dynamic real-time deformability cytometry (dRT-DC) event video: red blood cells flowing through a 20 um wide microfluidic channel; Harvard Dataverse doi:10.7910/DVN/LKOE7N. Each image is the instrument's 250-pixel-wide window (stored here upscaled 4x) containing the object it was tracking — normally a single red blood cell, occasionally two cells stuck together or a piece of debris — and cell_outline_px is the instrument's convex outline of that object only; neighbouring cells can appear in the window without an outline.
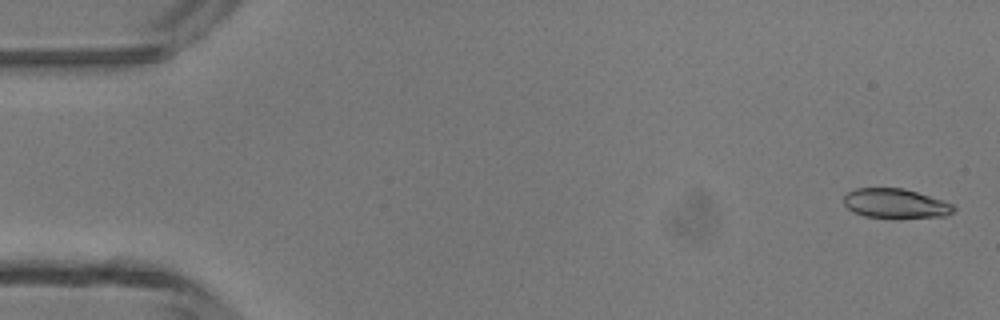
{"species": "common noctule bat (a hibernating species)", "species_latin": "Nyctalus noctula", "temperature_condition": "room temperature", "stored_images_in_passage": 5, "camera_frame_rate_fps": 3000, "um_per_image_px": 0.085, "animal": {"sex": "male", "body_mass_g": 13.3}, "frame": {"image": 1, "passage_image": 1, "time_ms": 0.0, "image_size_px": [1000, 320], "cell_outline_px": [[956, 208], [952, 212], [944, 216], [900, 220], [892, 220], [864, 216], [852, 212], [844, 204], [844, 196], [848, 192], [856, 188], [904, 188], [952, 204]], "centroid_in_image_um": [76.09, 17.34], "position_along_channel_um": 8.9, "area_um2": 19.42}}
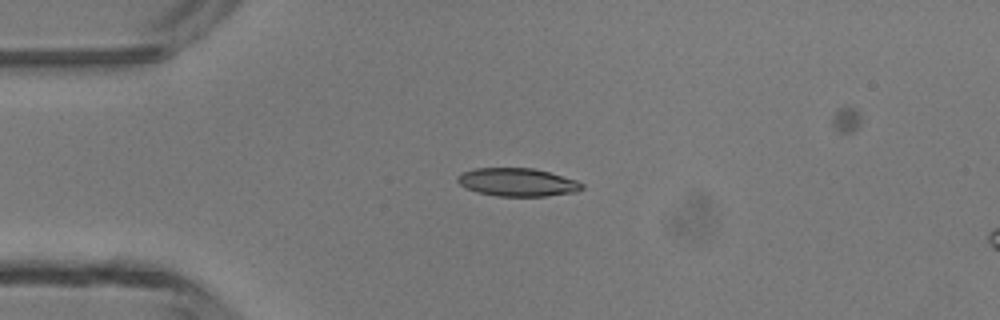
{"frame": {"image": 2, "passage_image": 3, "time_ms": 3.333, "image_size_px": [1000, 320], "cell_outline_px": [[584, 188], [576, 192], [548, 196], [496, 196], [476, 192], [460, 184], [456, 180], [456, 176], [464, 172], [476, 168], [532, 168], [548, 172], [576, 180], [584, 184]], "centroid_in_image_um": [43.99, 15.49], "position_along_channel_um": 41.0, "area_um2": 20.35}}
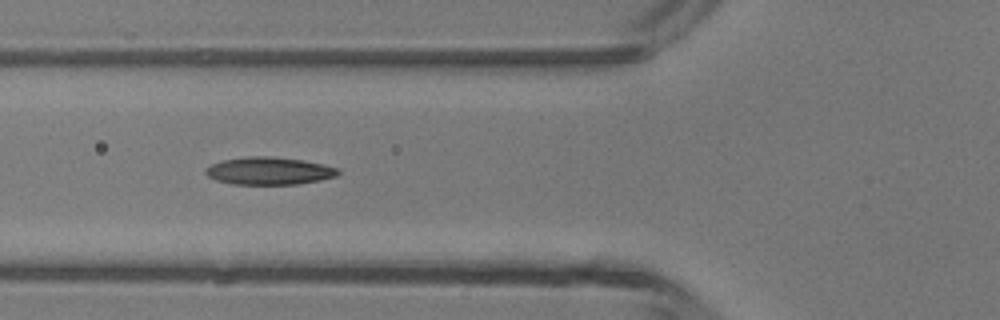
{"frame": {"image": 3, "passage_image": 5, "time_ms": 5.333, "image_size_px": [1000, 320], "cell_outline_px": [[340, 172], [336, 176], [320, 180], [296, 184], [232, 184], [216, 180], [208, 176], [204, 172], [204, 168], [212, 164], [224, 160], [248, 156], [268, 156], [300, 160], [340, 168]], "centroid_in_image_um": [22.85, 14.53], "position_along_channel_um": 103.0, "area_um2": 21.1}}